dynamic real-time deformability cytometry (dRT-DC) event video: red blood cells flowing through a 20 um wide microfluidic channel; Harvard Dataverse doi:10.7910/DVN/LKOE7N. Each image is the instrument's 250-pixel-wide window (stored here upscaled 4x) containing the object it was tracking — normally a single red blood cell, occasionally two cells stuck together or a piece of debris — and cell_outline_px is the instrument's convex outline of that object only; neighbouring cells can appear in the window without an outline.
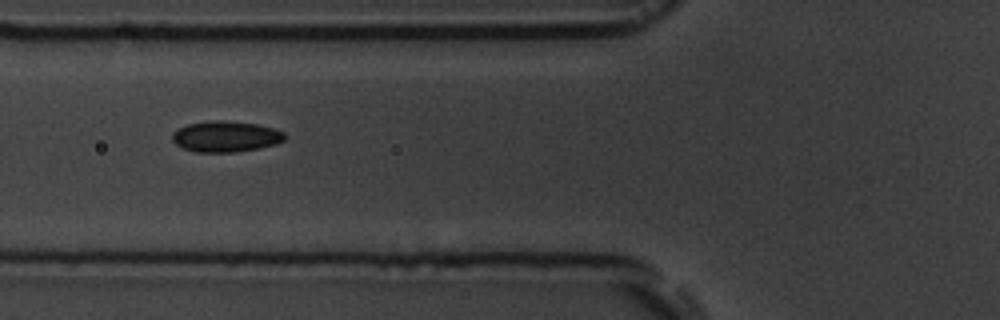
{"species": "common noctule bat (a hibernating species)", "species_latin": "Nyctalus noctula", "temperature_condition": "room temperature", "stored_images_in_passage": 7, "camera_frame_rate_fps": 3000, "um_per_image_px": 0.085, "animal": {"sex": "male", "body_mass_g": 19.5, "forearm_length_mm": 54.6}, "frame": {"image": 1, "passage_image": 3, "time_ms": 3.0, "image_size_px": [1000, 320], "cell_outline_px": [[284, 140], [276, 144], [260, 148], [236, 152], [196, 152], [184, 148], [176, 144], [172, 140], [172, 132], [188, 124], [212, 120], [224, 120], [256, 124], [272, 128], [284, 132]], "centroid_in_image_um": [19.18, 11.6], "position_along_channel_um": 106.6, "area_um2": 20.17}}
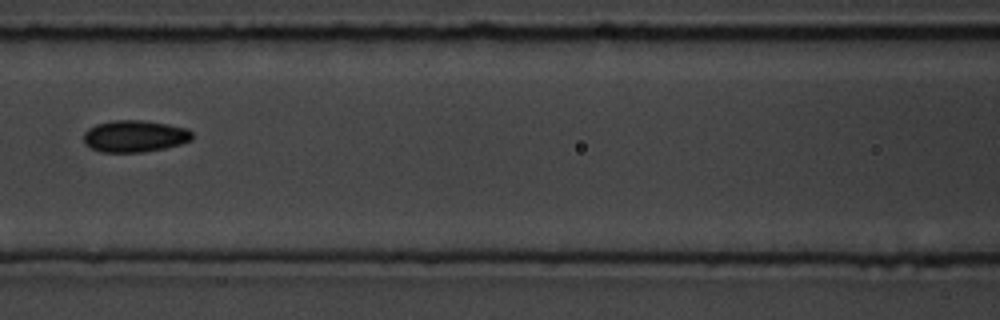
{"frame": {"image": 2, "passage_image": 4, "time_ms": 4.333, "image_size_px": [1000, 320], "cell_outline_px": [[192, 140], [180, 144], [164, 148], [140, 152], [100, 152], [84, 144], [84, 132], [88, 128], [96, 124], [112, 120], [140, 120], [168, 124], [188, 128], [192, 132]], "centroid_in_image_um": [11.44, 11.57], "position_along_channel_um": 155.2, "area_um2": 20.17}}
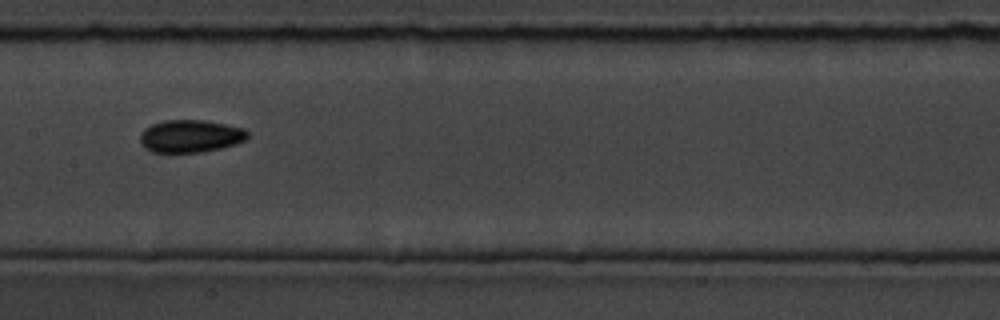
{"frame": {"image": 3, "passage_image": 5, "time_ms": 5.333, "image_size_px": [1000, 320], "cell_outline_px": [[248, 136], [244, 140], [236, 144], [220, 148], [200, 152], [152, 152], [144, 148], [140, 140], [140, 132], [144, 128], [152, 124], [164, 120], [204, 120], [244, 128], [248, 132]], "centroid_in_image_um": [16.16, 11.57], "position_along_channel_um": 191.2, "area_um2": 20.4}}